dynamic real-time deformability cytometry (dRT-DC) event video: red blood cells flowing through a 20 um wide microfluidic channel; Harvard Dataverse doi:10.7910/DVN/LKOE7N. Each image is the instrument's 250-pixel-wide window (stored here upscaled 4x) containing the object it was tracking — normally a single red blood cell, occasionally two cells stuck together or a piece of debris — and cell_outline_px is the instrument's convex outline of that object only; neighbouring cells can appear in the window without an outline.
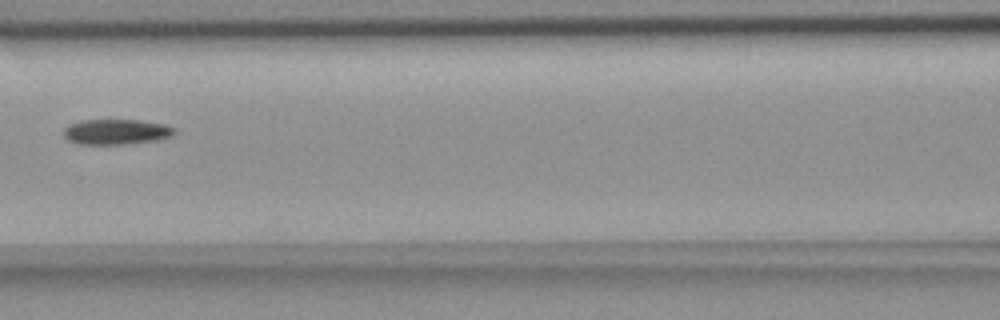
{"species": "common noctule bat (a hibernating species)", "species_latin": "Nyctalus noctula", "temperature_condition": "room temperature", "stored_images_in_passage": 7, "segment_of_instrument_passage": [2, 2], "camera_frame_rate_fps": 3000, "um_per_image_px": 0.085, "animal": {"sex": "female", "body_mass_g": 18.4}, "frame": {"image": 1, "passage_image": 5, "time_ms": 4.667, "image_size_px": [1000, 320], "cell_outline_px": [[176, 132], [172, 136], [156, 140], [120, 144], [76, 144], [68, 140], [64, 136], [64, 128], [68, 124], [80, 120], [140, 120], [168, 124], [176, 128]], "centroid_in_image_um": [9.89, 11.19], "position_along_channel_um": 156.7, "area_um2": 16.53}}
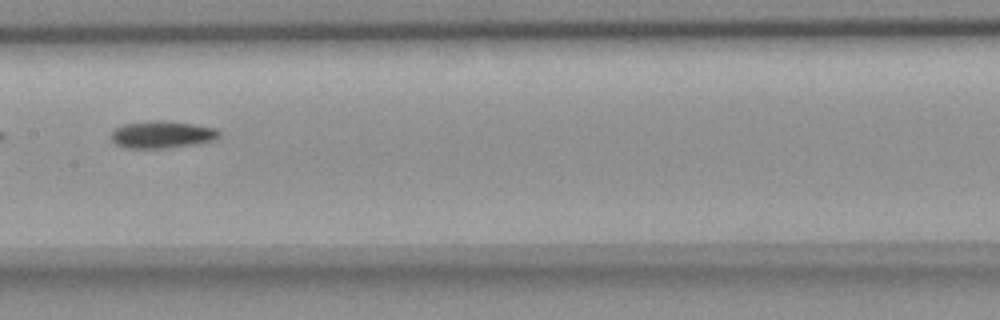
{"frame": {"image": 2, "passage_image": 6, "time_ms": 5.667, "image_size_px": [1000, 320], "cell_outline_px": [[220, 136], [212, 140], [200, 144], [164, 148], [124, 148], [116, 144], [112, 140], [112, 132], [116, 128], [124, 124], [148, 120], [160, 120], [192, 124], [216, 128], [220, 132]], "centroid_in_image_um": [13.78, 11.44], "position_along_channel_um": 193.6, "area_um2": 17.17}}
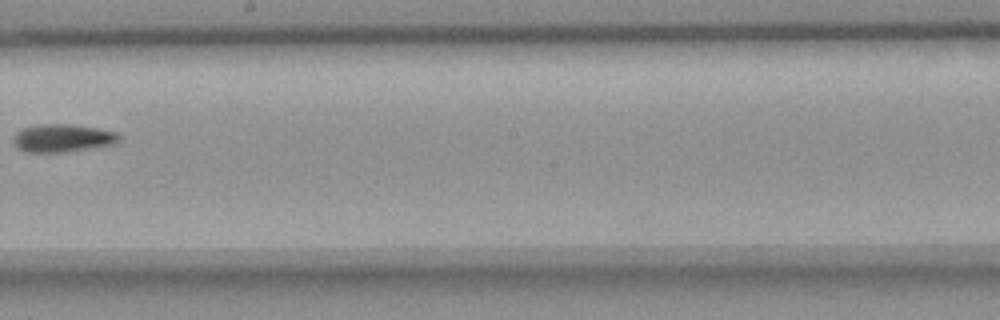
{"frame": {"image": 3, "passage_image": 7, "time_ms": 7.0, "image_size_px": [1000, 320], "cell_outline_px": [[120, 136], [112, 144], [64, 152], [24, 152], [16, 148], [12, 140], [16, 132], [24, 128], [36, 124], [72, 124], [96, 128], [116, 132]], "centroid_in_image_um": [5.23, 11.73], "position_along_channel_um": 243.0, "area_um2": 17.05}}